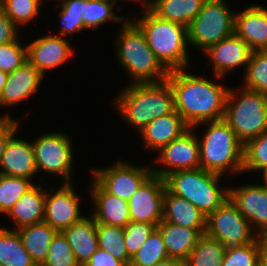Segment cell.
<instances>
[{"instance_id":"obj_30","label":"cell","mask_w":267,"mask_h":266,"mask_svg":"<svg viewBox=\"0 0 267 266\" xmlns=\"http://www.w3.org/2000/svg\"><path fill=\"white\" fill-rule=\"evenodd\" d=\"M225 251L219 240L202 234L184 266H221Z\"/></svg>"},{"instance_id":"obj_28","label":"cell","mask_w":267,"mask_h":266,"mask_svg":"<svg viewBox=\"0 0 267 266\" xmlns=\"http://www.w3.org/2000/svg\"><path fill=\"white\" fill-rule=\"evenodd\" d=\"M17 231L33 262L41 266L48 256L50 243L58 231L45 222L23 226Z\"/></svg>"},{"instance_id":"obj_16","label":"cell","mask_w":267,"mask_h":266,"mask_svg":"<svg viewBox=\"0 0 267 266\" xmlns=\"http://www.w3.org/2000/svg\"><path fill=\"white\" fill-rule=\"evenodd\" d=\"M204 52L213 64L215 77L221 78L238 67L246 68L253 50L244 40L233 34L210 46Z\"/></svg>"},{"instance_id":"obj_39","label":"cell","mask_w":267,"mask_h":266,"mask_svg":"<svg viewBox=\"0 0 267 266\" xmlns=\"http://www.w3.org/2000/svg\"><path fill=\"white\" fill-rule=\"evenodd\" d=\"M261 236L254 242L225 251L221 266H259Z\"/></svg>"},{"instance_id":"obj_29","label":"cell","mask_w":267,"mask_h":266,"mask_svg":"<svg viewBox=\"0 0 267 266\" xmlns=\"http://www.w3.org/2000/svg\"><path fill=\"white\" fill-rule=\"evenodd\" d=\"M0 266H37L24 248L17 229L0 228Z\"/></svg>"},{"instance_id":"obj_5","label":"cell","mask_w":267,"mask_h":266,"mask_svg":"<svg viewBox=\"0 0 267 266\" xmlns=\"http://www.w3.org/2000/svg\"><path fill=\"white\" fill-rule=\"evenodd\" d=\"M207 124V131L199 139L200 168L224 175L227 171L243 172V143L232 128L223 120L206 121L192 128Z\"/></svg>"},{"instance_id":"obj_2","label":"cell","mask_w":267,"mask_h":266,"mask_svg":"<svg viewBox=\"0 0 267 266\" xmlns=\"http://www.w3.org/2000/svg\"><path fill=\"white\" fill-rule=\"evenodd\" d=\"M116 109L139 132L152 120L175 111L174 94L167 80L129 83L116 99Z\"/></svg>"},{"instance_id":"obj_19","label":"cell","mask_w":267,"mask_h":266,"mask_svg":"<svg viewBox=\"0 0 267 266\" xmlns=\"http://www.w3.org/2000/svg\"><path fill=\"white\" fill-rule=\"evenodd\" d=\"M42 75L28 61L8 74L7 81L0 95V107L12 106L28 99L38 91Z\"/></svg>"},{"instance_id":"obj_4","label":"cell","mask_w":267,"mask_h":266,"mask_svg":"<svg viewBox=\"0 0 267 266\" xmlns=\"http://www.w3.org/2000/svg\"><path fill=\"white\" fill-rule=\"evenodd\" d=\"M142 14L143 17L134 22L144 32L150 49L161 64L168 71L188 68V28L158 17L146 5Z\"/></svg>"},{"instance_id":"obj_46","label":"cell","mask_w":267,"mask_h":266,"mask_svg":"<svg viewBox=\"0 0 267 266\" xmlns=\"http://www.w3.org/2000/svg\"><path fill=\"white\" fill-rule=\"evenodd\" d=\"M58 1V0H57ZM62 4L56 5V7L62 8V12L67 16L81 17L84 10V4H87L88 0H60Z\"/></svg>"},{"instance_id":"obj_49","label":"cell","mask_w":267,"mask_h":266,"mask_svg":"<svg viewBox=\"0 0 267 266\" xmlns=\"http://www.w3.org/2000/svg\"><path fill=\"white\" fill-rule=\"evenodd\" d=\"M8 74L0 70V95L3 91V87L7 81Z\"/></svg>"},{"instance_id":"obj_22","label":"cell","mask_w":267,"mask_h":266,"mask_svg":"<svg viewBox=\"0 0 267 266\" xmlns=\"http://www.w3.org/2000/svg\"><path fill=\"white\" fill-rule=\"evenodd\" d=\"M189 128L175 110L166 116L152 120L140 131V134L145 144L144 148L160 151L165 145L180 137Z\"/></svg>"},{"instance_id":"obj_32","label":"cell","mask_w":267,"mask_h":266,"mask_svg":"<svg viewBox=\"0 0 267 266\" xmlns=\"http://www.w3.org/2000/svg\"><path fill=\"white\" fill-rule=\"evenodd\" d=\"M244 74L243 87L267 96V50L252 52Z\"/></svg>"},{"instance_id":"obj_12","label":"cell","mask_w":267,"mask_h":266,"mask_svg":"<svg viewBox=\"0 0 267 266\" xmlns=\"http://www.w3.org/2000/svg\"><path fill=\"white\" fill-rule=\"evenodd\" d=\"M189 128L180 137L165 145L159 152L157 161L167 169H153V174L165 178L172 172L200 168V147L195 129Z\"/></svg>"},{"instance_id":"obj_10","label":"cell","mask_w":267,"mask_h":266,"mask_svg":"<svg viewBox=\"0 0 267 266\" xmlns=\"http://www.w3.org/2000/svg\"><path fill=\"white\" fill-rule=\"evenodd\" d=\"M71 140L65 133H45L32 142L37 172L40 170L57 174L64 183H72L73 150Z\"/></svg>"},{"instance_id":"obj_41","label":"cell","mask_w":267,"mask_h":266,"mask_svg":"<svg viewBox=\"0 0 267 266\" xmlns=\"http://www.w3.org/2000/svg\"><path fill=\"white\" fill-rule=\"evenodd\" d=\"M27 61V46H21L19 39L0 45V70L7 74Z\"/></svg>"},{"instance_id":"obj_21","label":"cell","mask_w":267,"mask_h":266,"mask_svg":"<svg viewBox=\"0 0 267 266\" xmlns=\"http://www.w3.org/2000/svg\"><path fill=\"white\" fill-rule=\"evenodd\" d=\"M90 190L96 223L124 228L131 221L127 200L107 193L95 180Z\"/></svg>"},{"instance_id":"obj_40","label":"cell","mask_w":267,"mask_h":266,"mask_svg":"<svg viewBox=\"0 0 267 266\" xmlns=\"http://www.w3.org/2000/svg\"><path fill=\"white\" fill-rule=\"evenodd\" d=\"M157 228L154 224L132 222L124 227V242L128 255L132 258L141 246L146 242L149 235Z\"/></svg>"},{"instance_id":"obj_23","label":"cell","mask_w":267,"mask_h":266,"mask_svg":"<svg viewBox=\"0 0 267 266\" xmlns=\"http://www.w3.org/2000/svg\"><path fill=\"white\" fill-rule=\"evenodd\" d=\"M207 217L190 201L171 193L167 188L163 197V221L206 232Z\"/></svg>"},{"instance_id":"obj_9","label":"cell","mask_w":267,"mask_h":266,"mask_svg":"<svg viewBox=\"0 0 267 266\" xmlns=\"http://www.w3.org/2000/svg\"><path fill=\"white\" fill-rule=\"evenodd\" d=\"M254 230L229 198L206 219L205 233L219 240L225 250L254 242L259 237Z\"/></svg>"},{"instance_id":"obj_33","label":"cell","mask_w":267,"mask_h":266,"mask_svg":"<svg viewBox=\"0 0 267 266\" xmlns=\"http://www.w3.org/2000/svg\"><path fill=\"white\" fill-rule=\"evenodd\" d=\"M116 4L113 0H88L84 4L83 14L81 15L85 28L97 29L98 26L110 21L124 22L122 16H116L113 11Z\"/></svg>"},{"instance_id":"obj_27","label":"cell","mask_w":267,"mask_h":266,"mask_svg":"<svg viewBox=\"0 0 267 266\" xmlns=\"http://www.w3.org/2000/svg\"><path fill=\"white\" fill-rule=\"evenodd\" d=\"M206 0H153L145 2L146 6L158 17L167 21L175 22L186 26L191 24L192 20L202 10Z\"/></svg>"},{"instance_id":"obj_45","label":"cell","mask_w":267,"mask_h":266,"mask_svg":"<svg viewBox=\"0 0 267 266\" xmlns=\"http://www.w3.org/2000/svg\"><path fill=\"white\" fill-rule=\"evenodd\" d=\"M84 266H127L124 262L114 258L105 250H98L91 256Z\"/></svg>"},{"instance_id":"obj_24","label":"cell","mask_w":267,"mask_h":266,"mask_svg":"<svg viewBox=\"0 0 267 266\" xmlns=\"http://www.w3.org/2000/svg\"><path fill=\"white\" fill-rule=\"evenodd\" d=\"M63 234L68 240L75 258L80 266H84L98 250L97 223L93 216L81 220L64 229Z\"/></svg>"},{"instance_id":"obj_26","label":"cell","mask_w":267,"mask_h":266,"mask_svg":"<svg viewBox=\"0 0 267 266\" xmlns=\"http://www.w3.org/2000/svg\"><path fill=\"white\" fill-rule=\"evenodd\" d=\"M44 191L42 186L34 185L8 211L7 215L17 225L15 229L43 222L46 197Z\"/></svg>"},{"instance_id":"obj_14","label":"cell","mask_w":267,"mask_h":266,"mask_svg":"<svg viewBox=\"0 0 267 266\" xmlns=\"http://www.w3.org/2000/svg\"><path fill=\"white\" fill-rule=\"evenodd\" d=\"M50 191L54 193H46L43 222L62 232L84 217L80 213L79 196L71 183H64L58 190Z\"/></svg>"},{"instance_id":"obj_13","label":"cell","mask_w":267,"mask_h":266,"mask_svg":"<svg viewBox=\"0 0 267 266\" xmlns=\"http://www.w3.org/2000/svg\"><path fill=\"white\" fill-rule=\"evenodd\" d=\"M165 180L152 174L128 200L132 222L158 225L163 219Z\"/></svg>"},{"instance_id":"obj_11","label":"cell","mask_w":267,"mask_h":266,"mask_svg":"<svg viewBox=\"0 0 267 266\" xmlns=\"http://www.w3.org/2000/svg\"><path fill=\"white\" fill-rule=\"evenodd\" d=\"M93 179L109 194L129 200L133 193L153 174L145 166H134L126 161L103 169H92Z\"/></svg>"},{"instance_id":"obj_37","label":"cell","mask_w":267,"mask_h":266,"mask_svg":"<svg viewBox=\"0 0 267 266\" xmlns=\"http://www.w3.org/2000/svg\"><path fill=\"white\" fill-rule=\"evenodd\" d=\"M43 0H0V10L18 27L30 23L40 13Z\"/></svg>"},{"instance_id":"obj_44","label":"cell","mask_w":267,"mask_h":266,"mask_svg":"<svg viewBox=\"0 0 267 266\" xmlns=\"http://www.w3.org/2000/svg\"><path fill=\"white\" fill-rule=\"evenodd\" d=\"M59 17L61 18V30H60V35L56 34L58 36H65L67 34H73L75 32L80 33L82 29H86L84 26V23L82 21V17H73V16H67L62 11L58 12Z\"/></svg>"},{"instance_id":"obj_8","label":"cell","mask_w":267,"mask_h":266,"mask_svg":"<svg viewBox=\"0 0 267 266\" xmlns=\"http://www.w3.org/2000/svg\"><path fill=\"white\" fill-rule=\"evenodd\" d=\"M234 17L225 0H206L188 27V44L206 51L234 34Z\"/></svg>"},{"instance_id":"obj_42","label":"cell","mask_w":267,"mask_h":266,"mask_svg":"<svg viewBox=\"0 0 267 266\" xmlns=\"http://www.w3.org/2000/svg\"><path fill=\"white\" fill-rule=\"evenodd\" d=\"M18 123L19 121L13 120L8 114L0 117V164L7 142L18 131Z\"/></svg>"},{"instance_id":"obj_25","label":"cell","mask_w":267,"mask_h":266,"mask_svg":"<svg viewBox=\"0 0 267 266\" xmlns=\"http://www.w3.org/2000/svg\"><path fill=\"white\" fill-rule=\"evenodd\" d=\"M160 231L168 256L183 263L189 258L198 238L202 235L197 229L175 225L161 221L157 225Z\"/></svg>"},{"instance_id":"obj_17","label":"cell","mask_w":267,"mask_h":266,"mask_svg":"<svg viewBox=\"0 0 267 266\" xmlns=\"http://www.w3.org/2000/svg\"><path fill=\"white\" fill-rule=\"evenodd\" d=\"M73 52L67 39L50 34L27 44V61L45 76L47 69L62 65Z\"/></svg>"},{"instance_id":"obj_15","label":"cell","mask_w":267,"mask_h":266,"mask_svg":"<svg viewBox=\"0 0 267 266\" xmlns=\"http://www.w3.org/2000/svg\"><path fill=\"white\" fill-rule=\"evenodd\" d=\"M228 189L229 199L238 211L252 228L256 226L259 236L267 237V185H243Z\"/></svg>"},{"instance_id":"obj_50","label":"cell","mask_w":267,"mask_h":266,"mask_svg":"<svg viewBox=\"0 0 267 266\" xmlns=\"http://www.w3.org/2000/svg\"><path fill=\"white\" fill-rule=\"evenodd\" d=\"M262 174H263L262 176H263L264 182L267 185V171Z\"/></svg>"},{"instance_id":"obj_31","label":"cell","mask_w":267,"mask_h":266,"mask_svg":"<svg viewBox=\"0 0 267 266\" xmlns=\"http://www.w3.org/2000/svg\"><path fill=\"white\" fill-rule=\"evenodd\" d=\"M124 235L123 227L97 223L98 247L129 266L131 257L126 250Z\"/></svg>"},{"instance_id":"obj_34","label":"cell","mask_w":267,"mask_h":266,"mask_svg":"<svg viewBox=\"0 0 267 266\" xmlns=\"http://www.w3.org/2000/svg\"><path fill=\"white\" fill-rule=\"evenodd\" d=\"M169 258L160 231L156 228L131 258L129 266H153Z\"/></svg>"},{"instance_id":"obj_6","label":"cell","mask_w":267,"mask_h":266,"mask_svg":"<svg viewBox=\"0 0 267 266\" xmlns=\"http://www.w3.org/2000/svg\"><path fill=\"white\" fill-rule=\"evenodd\" d=\"M221 176L202 168L179 170L167 175L166 188L190 201L206 217L229 198V189L219 188Z\"/></svg>"},{"instance_id":"obj_43","label":"cell","mask_w":267,"mask_h":266,"mask_svg":"<svg viewBox=\"0 0 267 266\" xmlns=\"http://www.w3.org/2000/svg\"><path fill=\"white\" fill-rule=\"evenodd\" d=\"M17 28L19 27L0 10V45L18 40Z\"/></svg>"},{"instance_id":"obj_36","label":"cell","mask_w":267,"mask_h":266,"mask_svg":"<svg viewBox=\"0 0 267 266\" xmlns=\"http://www.w3.org/2000/svg\"><path fill=\"white\" fill-rule=\"evenodd\" d=\"M34 185L31 179L0 174V213L7 214L15 202Z\"/></svg>"},{"instance_id":"obj_20","label":"cell","mask_w":267,"mask_h":266,"mask_svg":"<svg viewBox=\"0 0 267 266\" xmlns=\"http://www.w3.org/2000/svg\"><path fill=\"white\" fill-rule=\"evenodd\" d=\"M14 136L9 139L5 146L0 164V174L32 179L38 173L32 142H26Z\"/></svg>"},{"instance_id":"obj_3","label":"cell","mask_w":267,"mask_h":266,"mask_svg":"<svg viewBox=\"0 0 267 266\" xmlns=\"http://www.w3.org/2000/svg\"><path fill=\"white\" fill-rule=\"evenodd\" d=\"M117 37V59L131 75V83H159L165 81L169 71L150 49L144 32L130 19L122 24Z\"/></svg>"},{"instance_id":"obj_47","label":"cell","mask_w":267,"mask_h":266,"mask_svg":"<svg viewBox=\"0 0 267 266\" xmlns=\"http://www.w3.org/2000/svg\"><path fill=\"white\" fill-rule=\"evenodd\" d=\"M259 266H267V237H261Z\"/></svg>"},{"instance_id":"obj_35","label":"cell","mask_w":267,"mask_h":266,"mask_svg":"<svg viewBox=\"0 0 267 266\" xmlns=\"http://www.w3.org/2000/svg\"><path fill=\"white\" fill-rule=\"evenodd\" d=\"M267 171V131L243 144V172Z\"/></svg>"},{"instance_id":"obj_38","label":"cell","mask_w":267,"mask_h":266,"mask_svg":"<svg viewBox=\"0 0 267 266\" xmlns=\"http://www.w3.org/2000/svg\"><path fill=\"white\" fill-rule=\"evenodd\" d=\"M41 266H80L63 232L58 231L53 237L48 256Z\"/></svg>"},{"instance_id":"obj_18","label":"cell","mask_w":267,"mask_h":266,"mask_svg":"<svg viewBox=\"0 0 267 266\" xmlns=\"http://www.w3.org/2000/svg\"><path fill=\"white\" fill-rule=\"evenodd\" d=\"M234 34L253 51L267 50V8L255 4L236 13Z\"/></svg>"},{"instance_id":"obj_7","label":"cell","mask_w":267,"mask_h":266,"mask_svg":"<svg viewBox=\"0 0 267 266\" xmlns=\"http://www.w3.org/2000/svg\"><path fill=\"white\" fill-rule=\"evenodd\" d=\"M240 97L229 89L223 120L244 144L267 131V96L242 87Z\"/></svg>"},{"instance_id":"obj_48","label":"cell","mask_w":267,"mask_h":266,"mask_svg":"<svg viewBox=\"0 0 267 266\" xmlns=\"http://www.w3.org/2000/svg\"><path fill=\"white\" fill-rule=\"evenodd\" d=\"M153 266H184V263L175 258H167L163 261L157 262Z\"/></svg>"},{"instance_id":"obj_1","label":"cell","mask_w":267,"mask_h":266,"mask_svg":"<svg viewBox=\"0 0 267 266\" xmlns=\"http://www.w3.org/2000/svg\"><path fill=\"white\" fill-rule=\"evenodd\" d=\"M195 76L184 68L169 71L166 79L173 90L175 110L190 128L223 119L229 91L220 83Z\"/></svg>"}]
</instances>
